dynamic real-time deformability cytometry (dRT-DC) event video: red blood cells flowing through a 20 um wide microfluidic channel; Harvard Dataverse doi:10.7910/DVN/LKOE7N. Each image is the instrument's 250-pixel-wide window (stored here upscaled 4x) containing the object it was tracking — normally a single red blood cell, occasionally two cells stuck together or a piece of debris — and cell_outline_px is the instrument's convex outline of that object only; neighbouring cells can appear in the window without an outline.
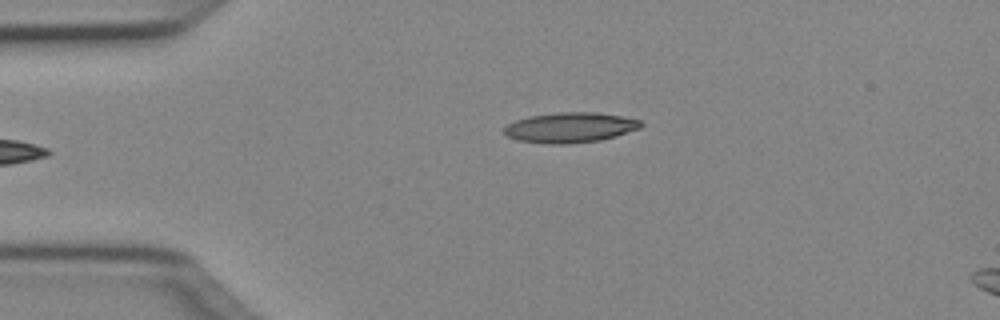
{"species": "Egyptian fruit bat (a non-hibernating species)", "species_latin": "Rousettus aegyptiacus", "temperature_condition": "cold", "stored_images_in_passage": 35, "camera_frame_rate_fps": 3000, "um_per_image_px": 0.085, "animal": {"sex": "female"}, "frame": {"image": 1, "passage_image": 1, "time_ms": 0.0, "image_size_px": [1000, 320], "cell_outline_px": [[644, 124], [640, 128], [616, 136], [600, 140], [568, 144], [548, 144], [516, 140], [508, 136], [504, 132], [504, 128], [508, 124], [516, 120], [528, 116], [560, 112], [596, 112], [620, 116], [640, 120]], "centroid_in_image_um": [48.46, 10.84], "position_along_channel_um": 36.5, "area_um2": 24.04}}
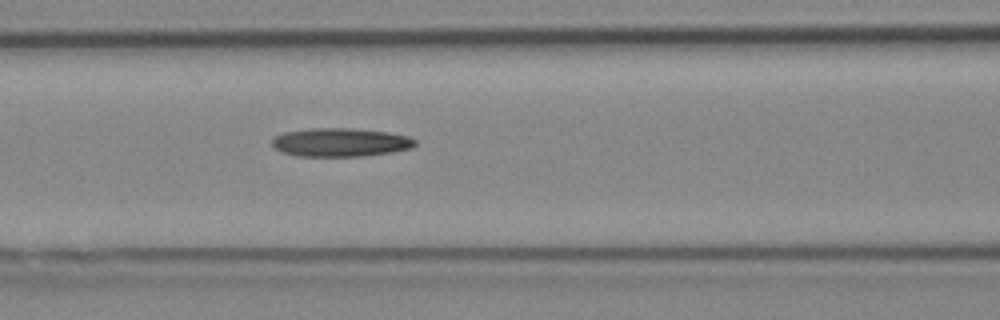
{"frame": {"image": 2, "passage_image": 11, "time_ms": 3.333, "image_size_px": [1000, 320], "cell_outline_px": [[416, 144], [412, 148], [392, 152], [360, 156], [296, 156], [284, 152], [276, 148], [272, 144], [272, 140], [276, 136], [284, 132], [308, 128], [348, 128], [388, 132], [408, 136], [416, 140]], "centroid_in_image_um": [28.95, 12.09], "position_along_channel_um": 137.6, "area_um2": 23.7}}
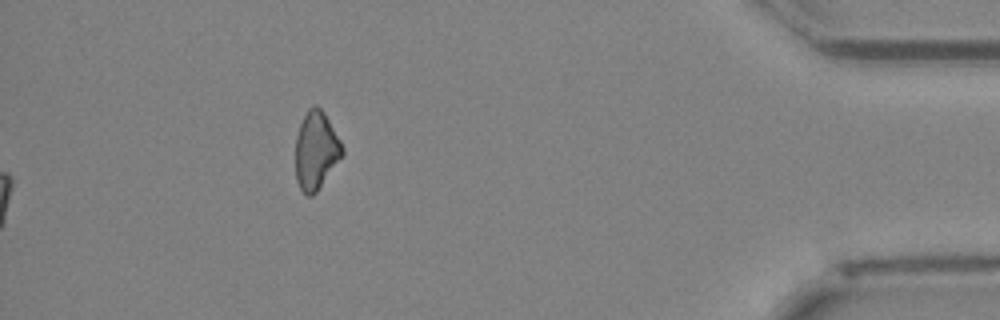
{"frame": {"image": 3, "passage_image": 35, "time_ms": 11.333, "image_size_px": [1000, 320], "cell_outline_px": [[344, 156], [316, 192], [312, 196], [308, 196], [300, 188], [296, 180], [296, 136], [300, 124], [308, 108], [312, 104], [316, 104], [324, 112], [340, 140], [344, 148]], "centroid_in_image_um": [26.88, 12.78], "position_along_channel_um": 408.3, "area_um2": 21.39}, "authors_computed_cell_mechanics": {"area_um2": 22.9466, "velocity_mm_per_s": 4.0577, "shape_relaxation_time_tau1_ms": 9.833, "shape_relaxation_time_tau2_ms": null, "deformation_change_tau1": 0.221, "deformation_change_tau2": null}}